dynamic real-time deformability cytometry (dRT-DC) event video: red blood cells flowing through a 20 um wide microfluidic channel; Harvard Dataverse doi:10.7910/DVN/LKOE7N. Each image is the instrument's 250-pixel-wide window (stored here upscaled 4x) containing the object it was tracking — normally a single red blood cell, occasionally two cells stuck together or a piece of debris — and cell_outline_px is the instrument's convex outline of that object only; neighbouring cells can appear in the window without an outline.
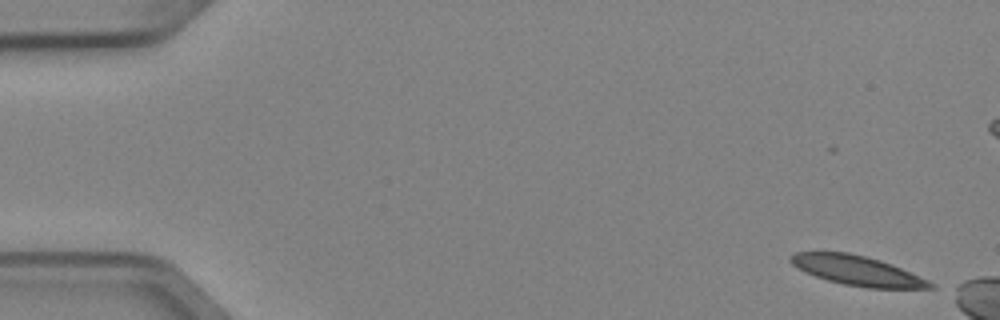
{"species": "Egyptian fruit bat (a non-hibernating species)", "species_latin": "Rousettus aegyptiacus", "temperature_condition": "cold", "stored_images_in_passage": 3, "camera_frame_rate_fps": 3000, "um_per_image_px": 0.085, "animal": {"sex": "female"}, "frame": {"image": 1, "passage_image": 1, "time_ms": 0.0, "image_size_px": [1000, 320], "cell_outline_px": [[936, 288], [868, 288], [844, 284], [828, 280], [804, 272], [792, 264], [788, 260], [788, 256], [796, 252], [848, 252], [880, 260], [892, 264], [928, 280], [936, 284]], "centroid_in_image_um": [72.86, 23.0], "position_along_channel_um": 12.1, "area_um2": 24.04}}